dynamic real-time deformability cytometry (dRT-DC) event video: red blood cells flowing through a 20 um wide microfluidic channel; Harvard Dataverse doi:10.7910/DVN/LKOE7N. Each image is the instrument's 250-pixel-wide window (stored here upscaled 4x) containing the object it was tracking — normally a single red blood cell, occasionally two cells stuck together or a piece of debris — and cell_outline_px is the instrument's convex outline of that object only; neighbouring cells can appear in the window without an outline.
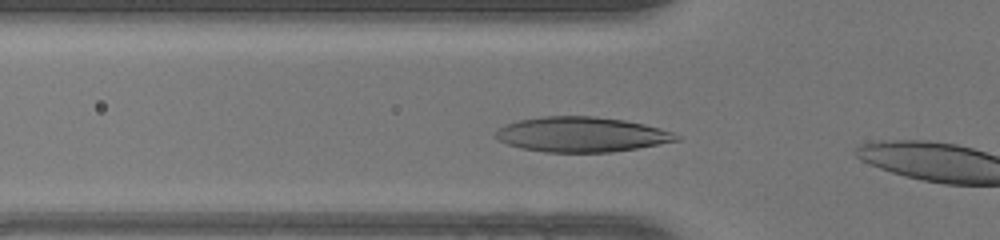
{"species": "human", "species_latin": "Homo sapiens", "temperature_condition": "warm", "stored_images_in_passage": 5, "camera_frame_rate_fps": 3000, "um_per_image_px": 0.085, "donor": {"sex": "female"}, "frame": {"image": 1, "passage_image": 3, "time_ms": 0.667, "image_size_px": [1000, 240], "cell_outline_px": [[680, 140], [636, 148], [612, 152], [544, 152], [524, 148], [508, 144], [500, 140], [496, 136], [496, 132], [500, 128], [508, 124], [520, 120], [544, 116], [592, 116], [624, 120], [644, 124], [660, 128], [672, 132], [680, 136]], "centroid_in_image_um": [49.47, 11.43], "position_along_channel_um": 76.3, "area_um2": 36.41}}